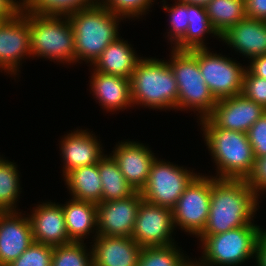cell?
<instances>
[{"mask_svg": "<svg viewBox=\"0 0 266 266\" xmlns=\"http://www.w3.org/2000/svg\"><path fill=\"white\" fill-rule=\"evenodd\" d=\"M92 132L77 128L65 134L59 141L60 155L64 161L63 176L73 169L98 163L105 155L101 141H98L100 139Z\"/></svg>", "mask_w": 266, "mask_h": 266, "instance_id": "e0dca14e", "label": "cell"}, {"mask_svg": "<svg viewBox=\"0 0 266 266\" xmlns=\"http://www.w3.org/2000/svg\"><path fill=\"white\" fill-rule=\"evenodd\" d=\"M188 21L189 23L184 37L172 47L173 49L192 50L207 48L206 45L208 43L204 42L207 35L212 34L217 39L221 38L212 26L205 7L189 5Z\"/></svg>", "mask_w": 266, "mask_h": 266, "instance_id": "484cf974", "label": "cell"}, {"mask_svg": "<svg viewBox=\"0 0 266 266\" xmlns=\"http://www.w3.org/2000/svg\"><path fill=\"white\" fill-rule=\"evenodd\" d=\"M30 50L32 59L46 58L76 64L74 31L67 16L29 12Z\"/></svg>", "mask_w": 266, "mask_h": 266, "instance_id": "5b68a950", "label": "cell"}, {"mask_svg": "<svg viewBox=\"0 0 266 266\" xmlns=\"http://www.w3.org/2000/svg\"><path fill=\"white\" fill-rule=\"evenodd\" d=\"M265 228L252 223L224 233L206 236L201 242L199 266H238L257 259V246Z\"/></svg>", "mask_w": 266, "mask_h": 266, "instance_id": "8992f818", "label": "cell"}, {"mask_svg": "<svg viewBox=\"0 0 266 266\" xmlns=\"http://www.w3.org/2000/svg\"><path fill=\"white\" fill-rule=\"evenodd\" d=\"M256 266H266V229L258 241Z\"/></svg>", "mask_w": 266, "mask_h": 266, "instance_id": "60d3db41", "label": "cell"}, {"mask_svg": "<svg viewBox=\"0 0 266 266\" xmlns=\"http://www.w3.org/2000/svg\"><path fill=\"white\" fill-rule=\"evenodd\" d=\"M6 20L7 19L4 16H0V27L4 24Z\"/></svg>", "mask_w": 266, "mask_h": 266, "instance_id": "ee69618b", "label": "cell"}, {"mask_svg": "<svg viewBox=\"0 0 266 266\" xmlns=\"http://www.w3.org/2000/svg\"><path fill=\"white\" fill-rule=\"evenodd\" d=\"M92 262V250L84 242L54 246L51 266H90Z\"/></svg>", "mask_w": 266, "mask_h": 266, "instance_id": "4dcf8cb0", "label": "cell"}, {"mask_svg": "<svg viewBox=\"0 0 266 266\" xmlns=\"http://www.w3.org/2000/svg\"><path fill=\"white\" fill-rule=\"evenodd\" d=\"M130 88L134 107L177 110V82L167 60L142 57L131 75Z\"/></svg>", "mask_w": 266, "mask_h": 266, "instance_id": "3957f363", "label": "cell"}, {"mask_svg": "<svg viewBox=\"0 0 266 266\" xmlns=\"http://www.w3.org/2000/svg\"><path fill=\"white\" fill-rule=\"evenodd\" d=\"M110 155L116 161L120 171L136 191L146 185L155 153L145 144L137 141L118 142Z\"/></svg>", "mask_w": 266, "mask_h": 266, "instance_id": "2e32d148", "label": "cell"}, {"mask_svg": "<svg viewBox=\"0 0 266 266\" xmlns=\"http://www.w3.org/2000/svg\"><path fill=\"white\" fill-rule=\"evenodd\" d=\"M241 94L266 110V79L257 77L246 69Z\"/></svg>", "mask_w": 266, "mask_h": 266, "instance_id": "e575fe53", "label": "cell"}, {"mask_svg": "<svg viewBox=\"0 0 266 266\" xmlns=\"http://www.w3.org/2000/svg\"><path fill=\"white\" fill-rule=\"evenodd\" d=\"M28 214L32 225L33 240L42 244L58 246L71 243L65 225L62 205L43 202Z\"/></svg>", "mask_w": 266, "mask_h": 266, "instance_id": "ac0fdd59", "label": "cell"}, {"mask_svg": "<svg viewBox=\"0 0 266 266\" xmlns=\"http://www.w3.org/2000/svg\"><path fill=\"white\" fill-rule=\"evenodd\" d=\"M27 57L32 58L29 12L22 10L0 27V72L4 70V73L12 76L19 75L20 65Z\"/></svg>", "mask_w": 266, "mask_h": 266, "instance_id": "4fadbf2b", "label": "cell"}, {"mask_svg": "<svg viewBox=\"0 0 266 266\" xmlns=\"http://www.w3.org/2000/svg\"><path fill=\"white\" fill-rule=\"evenodd\" d=\"M247 69L255 76L266 79V54L250 60Z\"/></svg>", "mask_w": 266, "mask_h": 266, "instance_id": "ab89813d", "label": "cell"}, {"mask_svg": "<svg viewBox=\"0 0 266 266\" xmlns=\"http://www.w3.org/2000/svg\"><path fill=\"white\" fill-rule=\"evenodd\" d=\"M205 8L212 26L220 36L246 18L245 0H211Z\"/></svg>", "mask_w": 266, "mask_h": 266, "instance_id": "4316f807", "label": "cell"}, {"mask_svg": "<svg viewBox=\"0 0 266 266\" xmlns=\"http://www.w3.org/2000/svg\"><path fill=\"white\" fill-rule=\"evenodd\" d=\"M65 217V225L71 242H84L85 238L97 232V205L89 201L69 199L61 204ZM84 239V240H83Z\"/></svg>", "mask_w": 266, "mask_h": 266, "instance_id": "603a6c76", "label": "cell"}, {"mask_svg": "<svg viewBox=\"0 0 266 266\" xmlns=\"http://www.w3.org/2000/svg\"><path fill=\"white\" fill-rule=\"evenodd\" d=\"M170 53L168 62L178 88L177 110L198 112L197 120L206 118L212 112L217 100L203 79L197 58L189 50L172 48Z\"/></svg>", "mask_w": 266, "mask_h": 266, "instance_id": "52a82bcc", "label": "cell"}, {"mask_svg": "<svg viewBox=\"0 0 266 266\" xmlns=\"http://www.w3.org/2000/svg\"><path fill=\"white\" fill-rule=\"evenodd\" d=\"M174 4H166L168 3L166 0H162V9L166 11L169 16V30L167 29V40L171 43V48L174 47L185 35L188 23H189V5L183 4L174 0ZM173 44V46H172Z\"/></svg>", "mask_w": 266, "mask_h": 266, "instance_id": "1f68e13d", "label": "cell"}, {"mask_svg": "<svg viewBox=\"0 0 266 266\" xmlns=\"http://www.w3.org/2000/svg\"><path fill=\"white\" fill-rule=\"evenodd\" d=\"M248 140L253 148L255 158L266 156V111L249 128L247 132Z\"/></svg>", "mask_w": 266, "mask_h": 266, "instance_id": "d590c367", "label": "cell"}, {"mask_svg": "<svg viewBox=\"0 0 266 266\" xmlns=\"http://www.w3.org/2000/svg\"><path fill=\"white\" fill-rule=\"evenodd\" d=\"M92 72L89 81L90 93H93V97L99 102L101 108L107 112H115L133 107L130 79L104 74L96 70Z\"/></svg>", "mask_w": 266, "mask_h": 266, "instance_id": "44dd1931", "label": "cell"}, {"mask_svg": "<svg viewBox=\"0 0 266 266\" xmlns=\"http://www.w3.org/2000/svg\"><path fill=\"white\" fill-rule=\"evenodd\" d=\"M98 171L102 182L101 202L128 198L137 192L127 182L110 154H105L99 160Z\"/></svg>", "mask_w": 266, "mask_h": 266, "instance_id": "d4e9b609", "label": "cell"}, {"mask_svg": "<svg viewBox=\"0 0 266 266\" xmlns=\"http://www.w3.org/2000/svg\"><path fill=\"white\" fill-rule=\"evenodd\" d=\"M180 3L183 4H188V5H197V6H202L206 7V5L211 1V0H177Z\"/></svg>", "mask_w": 266, "mask_h": 266, "instance_id": "b9f144b4", "label": "cell"}, {"mask_svg": "<svg viewBox=\"0 0 266 266\" xmlns=\"http://www.w3.org/2000/svg\"><path fill=\"white\" fill-rule=\"evenodd\" d=\"M99 0H22V10L42 14L68 16L93 6Z\"/></svg>", "mask_w": 266, "mask_h": 266, "instance_id": "f1b7e54d", "label": "cell"}, {"mask_svg": "<svg viewBox=\"0 0 266 266\" xmlns=\"http://www.w3.org/2000/svg\"><path fill=\"white\" fill-rule=\"evenodd\" d=\"M204 142L214 165L217 179H246L255 157L247 133L220 127H201Z\"/></svg>", "mask_w": 266, "mask_h": 266, "instance_id": "277c9868", "label": "cell"}, {"mask_svg": "<svg viewBox=\"0 0 266 266\" xmlns=\"http://www.w3.org/2000/svg\"><path fill=\"white\" fill-rule=\"evenodd\" d=\"M186 266H199L197 262H195V259L191 260Z\"/></svg>", "mask_w": 266, "mask_h": 266, "instance_id": "7bdbcfd3", "label": "cell"}, {"mask_svg": "<svg viewBox=\"0 0 266 266\" xmlns=\"http://www.w3.org/2000/svg\"><path fill=\"white\" fill-rule=\"evenodd\" d=\"M246 17L266 21V0H245Z\"/></svg>", "mask_w": 266, "mask_h": 266, "instance_id": "74e56055", "label": "cell"}, {"mask_svg": "<svg viewBox=\"0 0 266 266\" xmlns=\"http://www.w3.org/2000/svg\"><path fill=\"white\" fill-rule=\"evenodd\" d=\"M67 17L74 31L76 63L84 61L90 63L88 66H92L104 49L119 37V24L124 20L99 1Z\"/></svg>", "mask_w": 266, "mask_h": 266, "instance_id": "7a4b0ae2", "label": "cell"}, {"mask_svg": "<svg viewBox=\"0 0 266 266\" xmlns=\"http://www.w3.org/2000/svg\"><path fill=\"white\" fill-rule=\"evenodd\" d=\"M189 51L197 58L203 79L217 101L241 94L246 66L225 55L212 53L208 47Z\"/></svg>", "mask_w": 266, "mask_h": 266, "instance_id": "ba28073f", "label": "cell"}, {"mask_svg": "<svg viewBox=\"0 0 266 266\" xmlns=\"http://www.w3.org/2000/svg\"><path fill=\"white\" fill-rule=\"evenodd\" d=\"M54 246L32 242V244L8 266H51Z\"/></svg>", "mask_w": 266, "mask_h": 266, "instance_id": "836d02e7", "label": "cell"}, {"mask_svg": "<svg viewBox=\"0 0 266 266\" xmlns=\"http://www.w3.org/2000/svg\"><path fill=\"white\" fill-rule=\"evenodd\" d=\"M0 211V266H8L34 242L28 215Z\"/></svg>", "mask_w": 266, "mask_h": 266, "instance_id": "9a60e30c", "label": "cell"}, {"mask_svg": "<svg viewBox=\"0 0 266 266\" xmlns=\"http://www.w3.org/2000/svg\"><path fill=\"white\" fill-rule=\"evenodd\" d=\"M156 0H99V2L109 11L119 15L123 19H140L142 15L152 7Z\"/></svg>", "mask_w": 266, "mask_h": 266, "instance_id": "d6a6232c", "label": "cell"}, {"mask_svg": "<svg viewBox=\"0 0 266 266\" xmlns=\"http://www.w3.org/2000/svg\"><path fill=\"white\" fill-rule=\"evenodd\" d=\"M17 168L15 162L0 155V211H18L16 205L22 188Z\"/></svg>", "mask_w": 266, "mask_h": 266, "instance_id": "83f0119b", "label": "cell"}, {"mask_svg": "<svg viewBox=\"0 0 266 266\" xmlns=\"http://www.w3.org/2000/svg\"><path fill=\"white\" fill-rule=\"evenodd\" d=\"M255 195L260 199L266 192V156L255 158L252 172L245 179Z\"/></svg>", "mask_w": 266, "mask_h": 266, "instance_id": "8d00e7d4", "label": "cell"}, {"mask_svg": "<svg viewBox=\"0 0 266 266\" xmlns=\"http://www.w3.org/2000/svg\"><path fill=\"white\" fill-rule=\"evenodd\" d=\"M180 248L176 244L143 247L137 266H186L191 258L185 256Z\"/></svg>", "mask_w": 266, "mask_h": 266, "instance_id": "f546056e", "label": "cell"}, {"mask_svg": "<svg viewBox=\"0 0 266 266\" xmlns=\"http://www.w3.org/2000/svg\"><path fill=\"white\" fill-rule=\"evenodd\" d=\"M198 174L190 168L188 170L187 167L156 157L140 194L144 201L172 210L186 187Z\"/></svg>", "mask_w": 266, "mask_h": 266, "instance_id": "9c48e42d", "label": "cell"}, {"mask_svg": "<svg viewBox=\"0 0 266 266\" xmlns=\"http://www.w3.org/2000/svg\"><path fill=\"white\" fill-rule=\"evenodd\" d=\"M211 201V175L198 174L172 209L175 228L197 237L205 228Z\"/></svg>", "mask_w": 266, "mask_h": 266, "instance_id": "30bf717a", "label": "cell"}, {"mask_svg": "<svg viewBox=\"0 0 266 266\" xmlns=\"http://www.w3.org/2000/svg\"><path fill=\"white\" fill-rule=\"evenodd\" d=\"M63 180L72 199L95 204L101 202L102 182L98 163L73 169L64 176Z\"/></svg>", "mask_w": 266, "mask_h": 266, "instance_id": "cb8c5ba5", "label": "cell"}, {"mask_svg": "<svg viewBox=\"0 0 266 266\" xmlns=\"http://www.w3.org/2000/svg\"><path fill=\"white\" fill-rule=\"evenodd\" d=\"M142 200L137 191L128 198L96 204L98 235L131 237Z\"/></svg>", "mask_w": 266, "mask_h": 266, "instance_id": "5bb4252c", "label": "cell"}, {"mask_svg": "<svg viewBox=\"0 0 266 266\" xmlns=\"http://www.w3.org/2000/svg\"><path fill=\"white\" fill-rule=\"evenodd\" d=\"M259 198L245 179H217L211 176V201L208 220L197 236L200 242L210 235L254 223Z\"/></svg>", "mask_w": 266, "mask_h": 266, "instance_id": "6da1fadb", "label": "cell"}, {"mask_svg": "<svg viewBox=\"0 0 266 266\" xmlns=\"http://www.w3.org/2000/svg\"><path fill=\"white\" fill-rule=\"evenodd\" d=\"M20 12H22V0H0V16L10 20Z\"/></svg>", "mask_w": 266, "mask_h": 266, "instance_id": "f35d334b", "label": "cell"}, {"mask_svg": "<svg viewBox=\"0 0 266 266\" xmlns=\"http://www.w3.org/2000/svg\"><path fill=\"white\" fill-rule=\"evenodd\" d=\"M122 37L110 43L92 64L91 69L104 74L131 78L140 57L133 46Z\"/></svg>", "mask_w": 266, "mask_h": 266, "instance_id": "7402d4cb", "label": "cell"}, {"mask_svg": "<svg viewBox=\"0 0 266 266\" xmlns=\"http://www.w3.org/2000/svg\"><path fill=\"white\" fill-rule=\"evenodd\" d=\"M90 245L98 266H137L142 247L131 237L97 235Z\"/></svg>", "mask_w": 266, "mask_h": 266, "instance_id": "d6986e66", "label": "cell"}, {"mask_svg": "<svg viewBox=\"0 0 266 266\" xmlns=\"http://www.w3.org/2000/svg\"><path fill=\"white\" fill-rule=\"evenodd\" d=\"M90 266H98V265H96L94 262H92V263L90 264Z\"/></svg>", "mask_w": 266, "mask_h": 266, "instance_id": "f6af8a7d", "label": "cell"}, {"mask_svg": "<svg viewBox=\"0 0 266 266\" xmlns=\"http://www.w3.org/2000/svg\"><path fill=\"white\" fill-rule=\"evenodd\" d=\"M172 210L142 200L131 238L142 248L176 244Z\"/></svg>", "mask_w": 266, "mask_h": 266, "instance_id": "8fae6325", "label": "cell"}, {"mask_svg": "<svg viewBox=\"0 0 266 266\" xmlns=\"http://www.w3.org/2000/svg\"><path fill=\"white\" fill-rule=\"evenodd\" d=\"M220 39L250 61L266 54V21L246 17L230 27Z\"/></svg>", "mask_w": 266, "mask_h": 266, "instance_id": "ffe728a7", "label": "cell"}, {"mask_svg": "<svg viewBox=\"0 0 266 266\" xmlns=\"http://www.w3.org/2000/svg\"><path fill=\"white\" fill-rule=\"evenodd\" d=\"M265 111L261 105L240 94L218 100L212 112L197 122L201 127H220L247 133Z\"/></svg>", "mask_w": 266, "mask_h": 266, "instance_id": "7c38bea8", "label": "cell"}]
</instances>
